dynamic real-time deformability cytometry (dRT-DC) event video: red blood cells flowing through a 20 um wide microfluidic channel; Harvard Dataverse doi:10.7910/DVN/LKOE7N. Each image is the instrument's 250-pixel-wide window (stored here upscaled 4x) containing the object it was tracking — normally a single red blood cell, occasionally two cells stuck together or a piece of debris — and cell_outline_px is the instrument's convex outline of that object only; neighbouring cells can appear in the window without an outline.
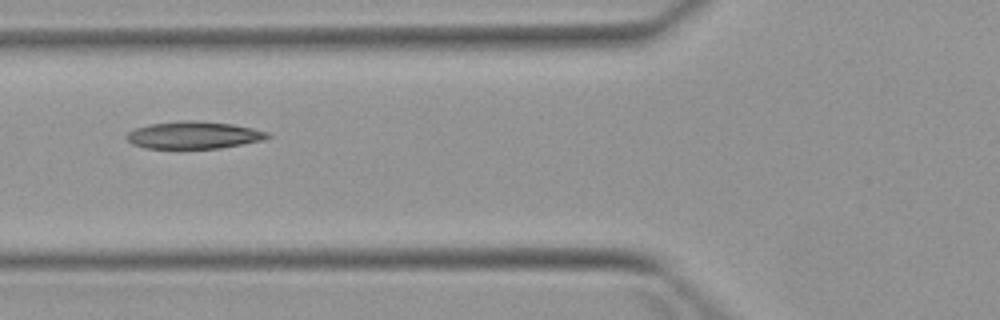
{"species": "Egyptian fruit bat (a non-hibernating species)", "species_latin": "Rousettus aegyptiacus", "temperature_condition": "warm", "stored_images_in_passage": 3, "camera_frame_rate_fps": 3000, "um_per_image_px": 0.085, "animal": {"sex": "female"}, "frame": {"image": 1, "passage_image": 2, "time_ms": 2.0, "image_size_px": [1000, 320], "cell_outline_px": [[272, 136], [264, 140], [220, 148], [144, 148], [132, 144], [124, 136], [128, 132], [136, 128], [148, 124], [180, 120], [192, 120], [232, 124], [252, 128], [268, 132]], "centroid_in_image_um": [16.45, 11.48], "position_along_channel_um": 109.3, "area_um2": 22.48}}
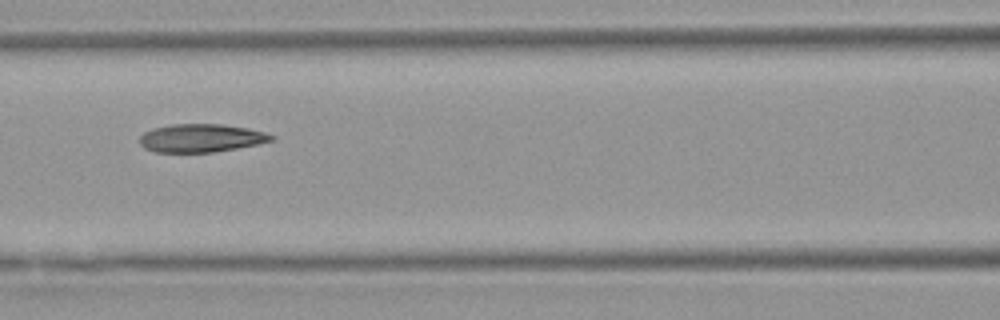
{"frame": {"image": 2, "passage_image": 3, "time_ms": 3.0, "image_size_px": [1000, 320], "cell_outline_px": [[276, 140], [236, 148], [212, 152], [156, 152], [144, 148], [140, 144], [140, 136], [144, 132], [152, 128], [172, 124], [224, 124], [248, 128], [264, 132], [276, 136]], "centroid_in_image_um": [17.1, 11.73], "position_along_channel_um": 149.5, "area_um2": 21.68}}